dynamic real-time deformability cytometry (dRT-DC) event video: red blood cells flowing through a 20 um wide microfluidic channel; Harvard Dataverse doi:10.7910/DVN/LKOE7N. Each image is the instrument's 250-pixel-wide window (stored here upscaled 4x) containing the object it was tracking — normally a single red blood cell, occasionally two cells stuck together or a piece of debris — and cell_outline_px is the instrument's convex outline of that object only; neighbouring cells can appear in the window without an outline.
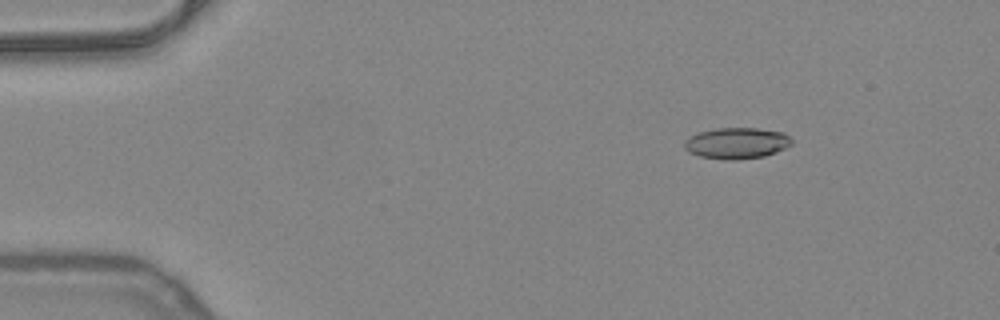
{"species": "common noctule bat (a hibernating species)", "species_latin": "Nyctalus noctula", "temperature_condition": "warm", "stored_images_in_passage": 45, "camera_frame_rate_fps": 3000, "um_per_image_px": 0.085, "animal": {"sex": "female", "body_mass_g": 24.6, "forearm_length_mm": 56.2}, "frame": {"image": 1, "passage_image": 1, "time_ms": 0.0, "image_size_px": [1000, 320], "cell_outline_px": [[792, 144], [776, 152], [764, 156], [736, 160], [728, 160], [700, 156], [688, 152], [684, 148], [684, 140], [700, 132], [716, 128], [756, 128], [784, 132], [792, 140]], "centroid_in_image_um": [62.62, 12.17], "position_along_channel_um": 22.4, "area_um2": 19.42}}
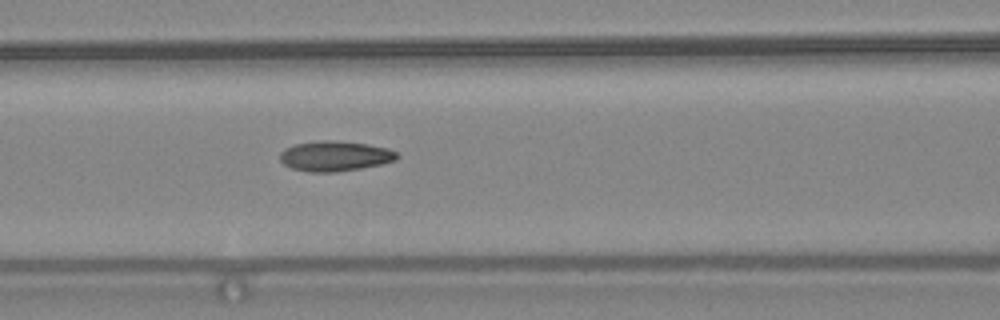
{"frame": {"image": 2, "passage_image": 16, "time_ms": 5.0, "image_size_px": [1000, 320], "cell_outline_px": [[400, 156], [396, 160], [380, 164], [360, 168], [336, 172], [308, 172], [292, 168], [284, 164], [280, 160], [280, 152], [284, 148], [296, 144], [324, 140], [332, 140], [368, 144], [388, 148], [396, 152]], "centroid_in_image_um": [28.47, 13.26], "position_along_channel_um": 138.1, "area_um2": 20.52}}
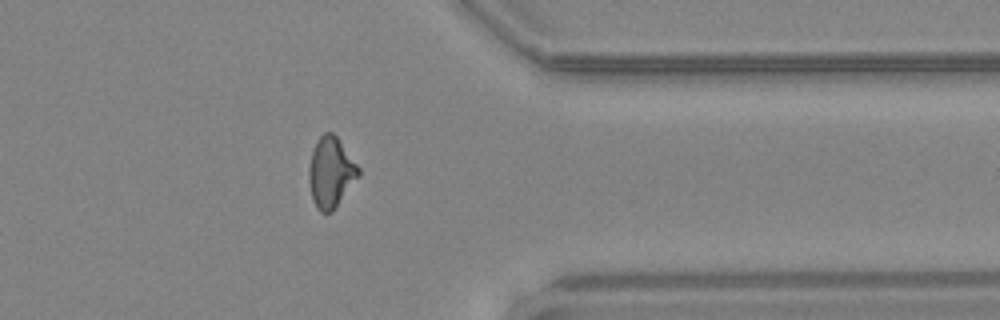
{"frame": {"image": 3, "passage_image": 35, "time_ms": 11.333, "image_size_px": [1000, 320], "cell_outline_px": [[360, 176], [332, 212], [320, 212], [316, 208], [312, 200], [308, 184], [308, 168], [312, 152], [316, 140], [324, 132], [332, 132], [336, 136], [360, 168]], "centroid_in_image_um": [28.1, 14.67], "position_along_channel_um": 383.3, "area_um2": 20.58}}